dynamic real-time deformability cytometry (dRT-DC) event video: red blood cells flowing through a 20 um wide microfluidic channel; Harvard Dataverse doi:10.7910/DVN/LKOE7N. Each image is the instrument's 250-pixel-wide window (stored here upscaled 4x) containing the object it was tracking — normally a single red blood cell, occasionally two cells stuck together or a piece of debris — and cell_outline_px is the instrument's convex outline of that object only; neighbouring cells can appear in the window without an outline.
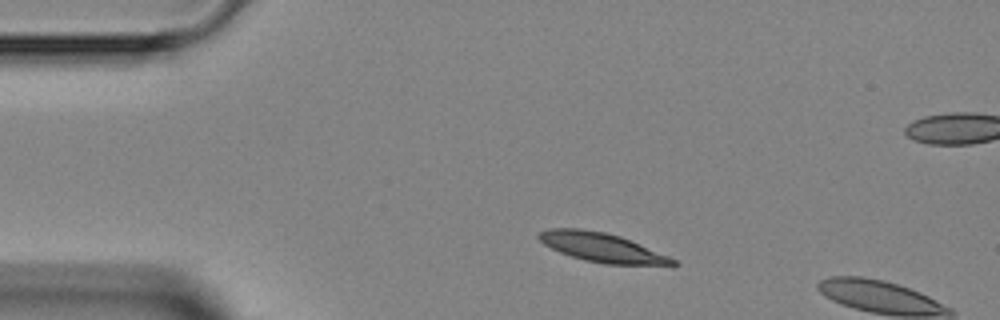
{"species": "Egyptian fruit bat (a non-hibernating species)", "species_latin": "Rousettus aegyptiacus", "temperature_condition": "room temperature", "stored_images_in_passage": 2, "camera_frame_rate_fps": 3000, "um_per_image_px": 0.085, "animal": {"sex": "female"}, "frame": {"image": 1, "passage_image": 1, "time_ms": 0.0, "image_size_px": [1000, 320], "cell_outline_px": [[680, 264], [672, 268], [604, 264], [584, 260], [560, 252], [544, 244], [536, 236], [536, 232], [548, 228], [580, 228], [604, 232], [620, 236], [668, 256], [676, 260]], "centroid_in_image_um": [51.27, 21.08], "position_along_channel_um": 33.7, "area_um2": 23.47}}